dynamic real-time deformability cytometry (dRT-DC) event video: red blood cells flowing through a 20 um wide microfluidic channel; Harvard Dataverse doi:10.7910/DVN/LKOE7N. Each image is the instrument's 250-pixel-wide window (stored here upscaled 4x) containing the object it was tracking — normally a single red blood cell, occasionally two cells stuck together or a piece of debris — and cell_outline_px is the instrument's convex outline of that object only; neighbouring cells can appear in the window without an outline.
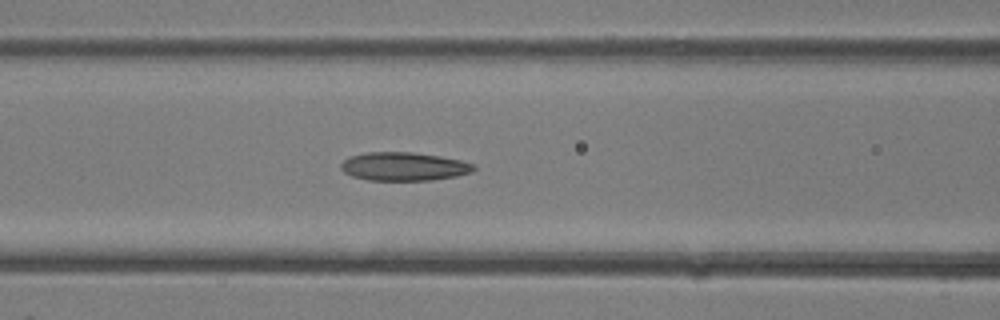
{"species": "common noctule bat (a hibernating species)", "species_latin": "Nyctalus noctula", "temperature_condition": "room temperature", "stored_images_in_passage": 30, "camera_frame_rate_fps": 3000, "um_per_image_px": 0.085, "animal": {"sex": "female"}, "frame": {"image": 1, "passage_image": 8, "time_ms": 2.333, "image_size_px": [1000, 320], "cell_outline_px": [[476, 168], [472, 172], [456, 176], [432, 180], [368, 180], [352, 176], [344, 172], [340, 168], [340, 164], [348, 156], [368, 152], [412, 152], [440, 156], [460, 160], [472, 164]], "centroid_in_image_um": [34.3, 14.15], "position_along_channel_um": 132.3, "area_um2": 22.02}}
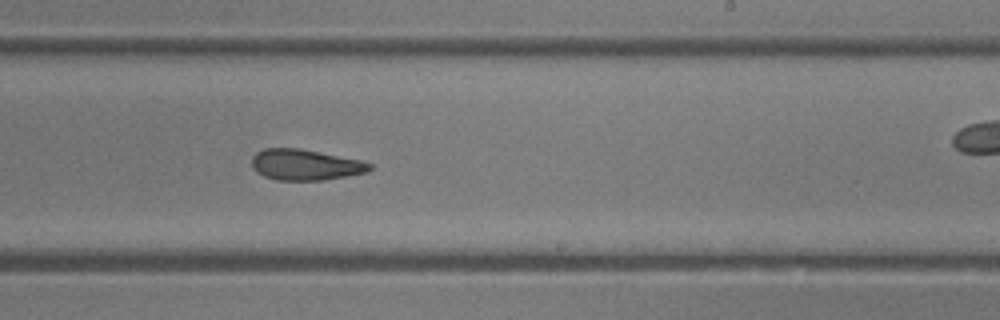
{"frame": {"image": 2, "passage_image": 15, "time_ms": 4.667, "image_size_px": [1000, 320], "cell_outline_px": [[372, 168], [368, 172], [324, 180], [276, 180], [264, 176], [256, 172], [252, 168], [252, 156], [256, 152], [264, 148], [300, 148], [360, 160], [372, 164]], "centroid_in_image_um": [25.92, 14.0], "position_along_channel_um": 263.1, "area_um2": 21.27}}
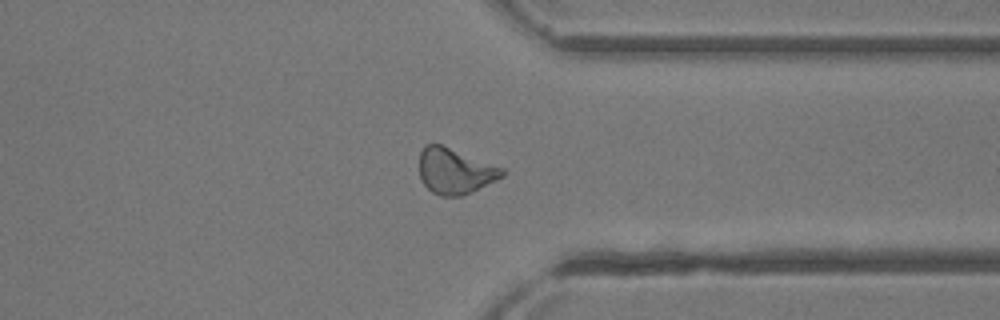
{"frame": {"image": 3, "passage_image": 21, "time_ms": 6.667, "image_size_px": [1000, 320], "cell_outline_px": [[504, 176], [472, 192], [460, 196], [440, 196], [432, 192], [420, 180], [420, 152], [424, 144], [440, 144], [504, 168]], "centroid_in_image_um": [38.66, 14.55], "position_along_channel_um": 372.7, "area_um2": 21.96}}